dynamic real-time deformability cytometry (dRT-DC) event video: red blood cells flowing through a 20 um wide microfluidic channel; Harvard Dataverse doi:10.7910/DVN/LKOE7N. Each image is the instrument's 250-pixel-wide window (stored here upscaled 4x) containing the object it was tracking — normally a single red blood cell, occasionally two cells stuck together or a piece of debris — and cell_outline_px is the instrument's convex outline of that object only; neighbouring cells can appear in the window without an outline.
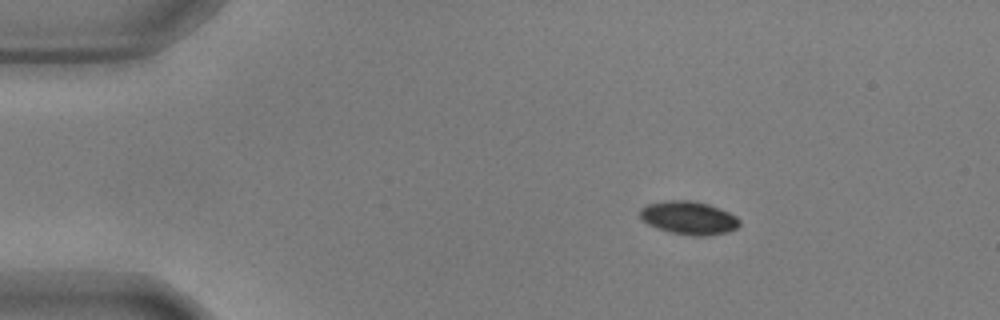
{"species": "common noctule bat (a hibernating species)", "species_latin": "Nyctalus noctula", "temperature_condition": "warm", "stored_images_in_passage": 48, "camera_frame_rate_fps": 3000, "um_per_image_px": 0.085, "animal": {"sex": "male", "body_mass_g": 17.9, "forearm_length_mm": 54.2}, "frame": {"image": 1, "passage_image": 1, "time_ms": 0.0, "image_size_px": [1000, 320], "cell_outline_px": [[740, 224], [736, 228], [728, 232], [708, 236], [692, 236], [672, 232], [656, 228], [648, 224], [640, 216], [640, 208], [648, 204], [664, 200], [692, 200], [708, 204], [720, 208], [736, 216], [740, 220]], "centroid_in_image_um": [58.56, 18.51], "position_along_channel_um": 26.4, "area_um2": 19.36}}
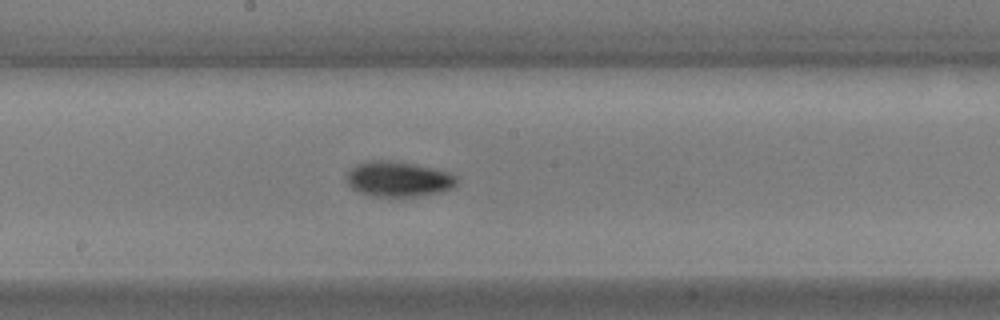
{"frame": {"image": 2, "passage_image": 22, "time_ms": 7.0, "image_size_px": [1000, 320], "cell_outline_px": [[456, 184], [452, 188], [440, 192], [416, 196], [380, 196], [360, 192], [352, 188], [348, 184], [348, 168], [364, 160], [392, 160], [416, 164], [448, 172], [456, 176]], "centroid_in_image_um": [33.84, 15.19], "position_along_channel_um": 214.4, "area_um2": 22.54}}
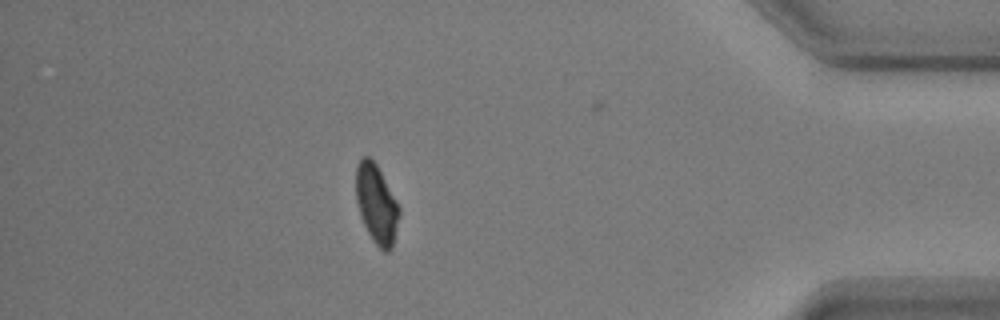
{"frame": {"image": 3, "passage_image": 41, "time_ms": 13.333, "image_size_px": [1000, 320], "cell_outline_px": [[400, 212], [392, 248], [388, 252], [384, 252], [372, 240], [360, 216], [356, 200], [356, 164], [364, 156], [368, 156], [376, 164], [400, 208]], "centroid_in_image_um": [31.99, 17.36], "position_along_channel_um": 403.2, "area_um2": 19.65}, "authors_computed_cell_mechanics": {"area_um2": 20.2878, "velocity_mm_per_s": 3.634, "shape_relaxation_time_tau1_ms": 2.6539, "shape_relaxation_time_tau2_ms": 10.484, "deformation_change_tau1": 0.1225, "deformation_change_tau2": 0.1459}}